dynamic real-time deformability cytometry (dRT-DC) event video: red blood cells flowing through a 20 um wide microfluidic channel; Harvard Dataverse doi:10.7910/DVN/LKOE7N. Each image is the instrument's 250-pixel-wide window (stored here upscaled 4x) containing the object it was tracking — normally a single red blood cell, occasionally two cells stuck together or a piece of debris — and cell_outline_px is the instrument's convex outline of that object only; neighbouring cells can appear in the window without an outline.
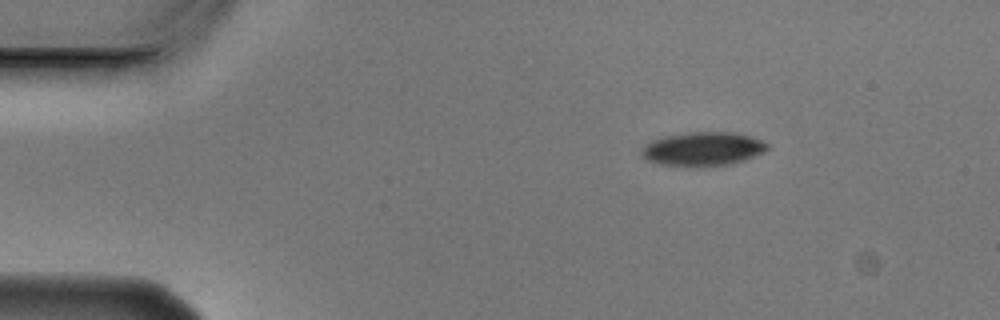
{"species": "Egyptian fruit bat (a non-hibernating species)", "species_latin": "Rousettus aegyptiacus", "temperature_condition": "cold", "stored_images_in_passage": 5, "camera_frame_rate_fps": 3000, "um_per_image_px": 0.085, "animal": {"sex": "male"}, "frame": {"image": 1, "passage_image": 1, "time_ms": 0.0, "image_size_px": [1000, 320], "cell_outline_px": [[768, 148], [744, 160], [732, 164], [700, 168], [688, 168], [656, 164], [640, 156], [640, 148], [644, 144], [652, 140], [664, 136], [688, 132], [736, 132], [760, 140], [768, 144]], "centroid_in_image_um": [59.63, 12.69], "position_along_channel_um": 25.4, "area_um2": 25.37}}